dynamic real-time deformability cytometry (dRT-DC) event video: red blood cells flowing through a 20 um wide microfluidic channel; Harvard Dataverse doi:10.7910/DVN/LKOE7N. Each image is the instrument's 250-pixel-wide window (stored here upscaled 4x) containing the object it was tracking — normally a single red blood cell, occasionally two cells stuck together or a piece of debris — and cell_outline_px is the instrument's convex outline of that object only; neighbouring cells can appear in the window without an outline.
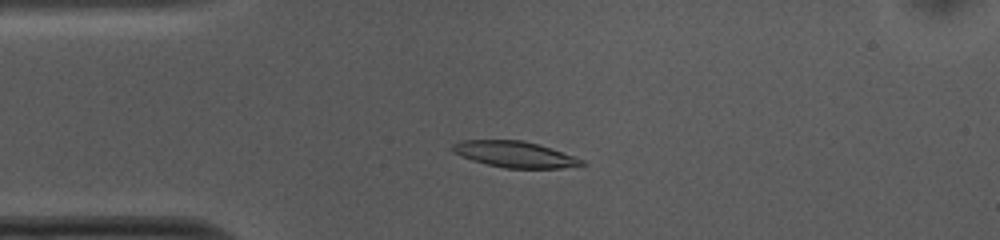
{"species": "common noctule bat (a hibernating species)", "species_latin": "Nyctalus noctula", "temperature_condition": "cold", "stored_images_in_passage": 52, "camera_frame_rate_fps": 3000, "um_per_image_px": 0.085, "animal": {"sex": "female", "body_mass_g": 10.0, "forearm_length_mm": 53.1}, "frame": {"image": 1, "passage_image": 11, "time_ms": 3.333, "image_size_px": [1000, 240], "cell_outline_px": [[588, 164], [560, 168], [504, 168], [472, 160], [460, 156], [452, 152], [452, 144], [464, 140], [524, 140], [552, 148], [584, 160]], "centroid_in_image_um": [43.76, 13.11], "position_along_channel_um": 41.2, "area_um2": 19.65}}
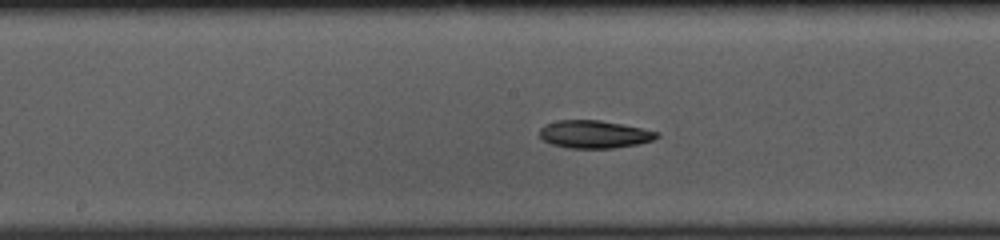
{"frame": {"image": 2, "passage_image": 25, "time_ms": 8.0, "image_size_px": [1000, 240], "cell_outline_px": [[660, 136], [652, 140], [640, 144], [612, 148], [568, 148], [552, 144], [544, 140], [540, 136], [540, 128], [544, 124], [556, 120], [600, 120], [660, 132]], "centroid_in_image_um": [50.51, 11.41], "position_along_channel_um": 197.7, "area_um2": 18.96}}
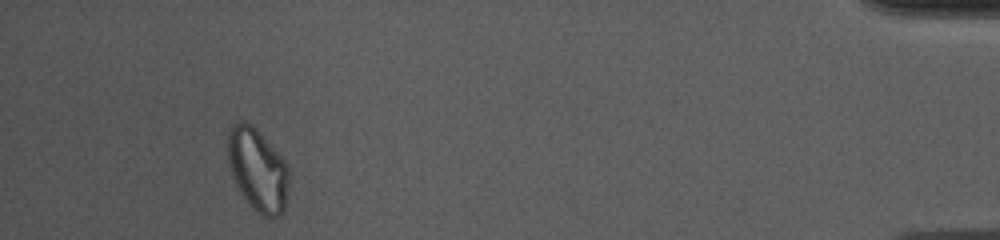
{"frame": {"image": 3, "passage_image": 48, "time_ms": 15.667, "image_size_px": [1000, 240], "cell_outline_px": [[288, 188], [284, 212], [280, 216], [260, 216], [248, 204], [240, 192], [236, 184], [228, 164], [228, 128], [232, 124], [240, 120], [244, 120], [252, 124], [256, 128], [284, 160], [288, 168]], "centroid_in_image_um": [21.88, 14.42], "position_along_channel_um": 413.3, "area_um2": 29.59}}